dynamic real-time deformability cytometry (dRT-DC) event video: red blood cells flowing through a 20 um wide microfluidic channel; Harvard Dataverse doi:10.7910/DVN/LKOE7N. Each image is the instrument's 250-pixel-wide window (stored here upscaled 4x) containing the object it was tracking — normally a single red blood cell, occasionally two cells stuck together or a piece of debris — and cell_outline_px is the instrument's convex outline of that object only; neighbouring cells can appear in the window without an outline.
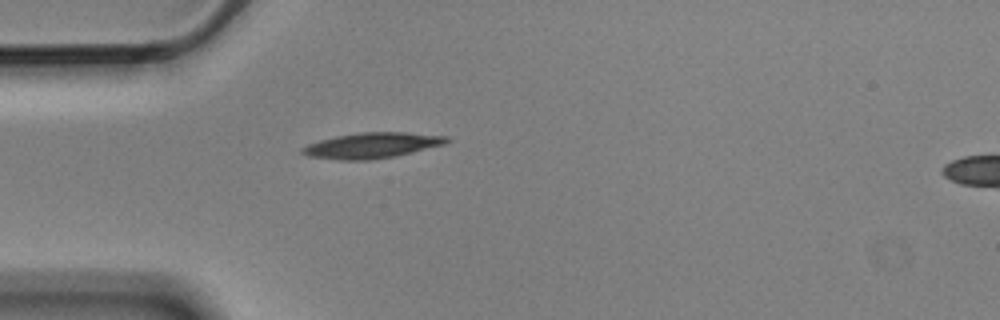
{"species": "Egyptian fruit bat (a non-hibernating species)", "species_latin": "Rousettus aegyptiacus", "temperature_condition": "cold", "stored_images_in_passage": 1, "camera_frame_rate_fps": 3000, "um_per_image_px": 0.085, "animal": {"sex": "male"}, "frame": {"image": 1, "passage_image": 1, "time_ms": 0.0, "image_size_px": [1000, 320], "cell_outline_px": [[452, 140], [444, 144], [396, 156], [368, 160], [340, 160], [308, 156], [300, 152], [300, 148], [308, 144], [320, 140], [336, 136], [360, 132], [404, 132], [448, 136]], "centroid_in_image_um": [31.61, 12.36], "position_along_channel_um": 53.4, "area_um2": 21.5}}